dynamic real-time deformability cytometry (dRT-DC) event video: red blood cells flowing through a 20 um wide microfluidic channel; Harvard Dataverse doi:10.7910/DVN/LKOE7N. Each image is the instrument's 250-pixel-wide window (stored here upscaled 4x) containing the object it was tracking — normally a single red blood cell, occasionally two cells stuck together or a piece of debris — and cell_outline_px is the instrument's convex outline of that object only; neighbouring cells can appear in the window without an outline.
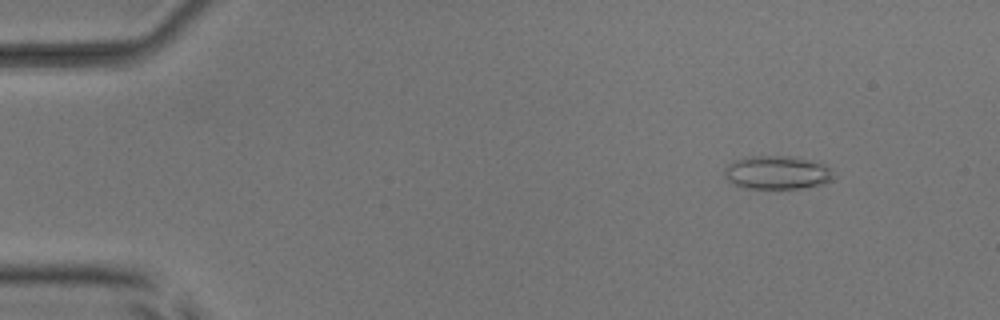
{"species": "common noctule bat (a hibernating species)", "species_latin": "Nyctalus noctula", "temperature_condition": "room temperature", "stored_images_in_passage": 42, "camera_frame_rate_fps": 3000, "um_per_image_px": 0.085, "animal": {"sex": "male", "body_mass_g": 17.9, "forearm_length_mm": 54.2}, "frame": {"image": 1, "passage_image": 6, "time_ms": 1.667, "image_size_px": [1000, 320], "cell_outline_px": [[836, 176], [832, 180], [824, 184], [800, 188], [744, 188], [732, 184], [724, 176], [724, 168], [732, 160], [744, 156], [796, 156], [824, 164], [832, 168]], "centroid_in_image_um": [66.06, 14.65], "position_along_channel_um": 18.9, "area_um2": 21.79}}